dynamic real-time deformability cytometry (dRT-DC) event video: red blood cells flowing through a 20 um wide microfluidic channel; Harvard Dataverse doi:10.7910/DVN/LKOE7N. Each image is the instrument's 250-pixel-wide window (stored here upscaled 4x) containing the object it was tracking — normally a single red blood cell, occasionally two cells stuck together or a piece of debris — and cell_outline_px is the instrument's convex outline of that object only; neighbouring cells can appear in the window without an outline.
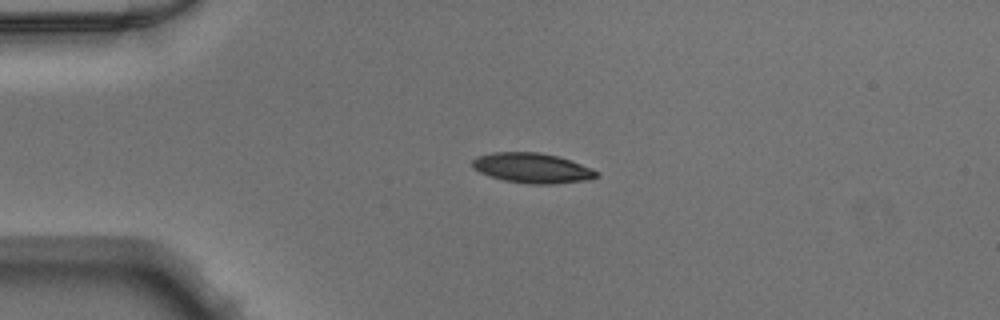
{"species": "Egyptian fruit bat (a non-hibernating species)", "species_latin": "Rousettus aegyptiacus", "temperature_condition": "warm", "stored_images_in_passage": 49, "camera_frame_rate_fps": 3000, "um_per_image_px": 0.085, "animal": {"sex": "male"}, "frame": {"image": 1, "passage_image": 11, "time_ms": 3.333, "image_size_px": [1000, 320], "cell_outline_px": [[600, 176], [588, 180], [552, 184], [528, 184], [504, 180], [488, 176], [472, 168], [472, 160], [476, 156], [492, 152], [536, 152], [556, 156], [592, 168], [600, 172]], "centroid_in_image_um": [45.22, 14.29], "position_along_channel_um": 39.8, "area_um2": 21.79}}
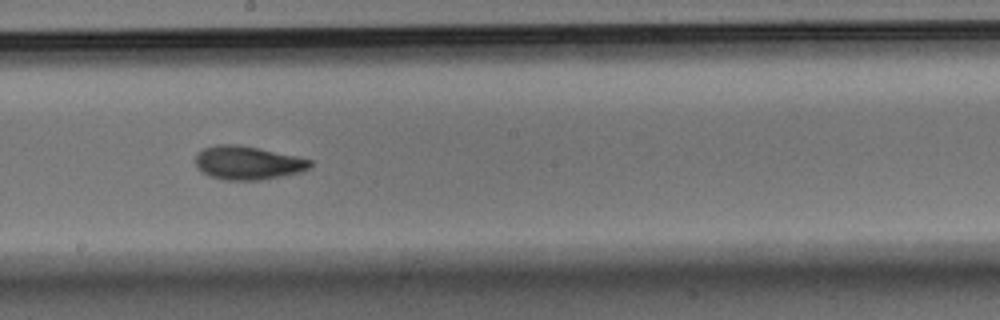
{"frame": {"image": 2, "passage_image": 27, "time_ms": 8.667, "image_size_px": [1000, 320], "cell_outline_px": [[312, 168], [300, 172], [260, 180], [224, 180], [208, 176], [196, 164], [196, 152], [204, 148], [216, 144], [240, 144], [260, 148], [296, 156], [312, 160]], "centroid_in_image_um": [21.07, 13.83], "position_along_channel_um": 227.1, "area_um2": 22.54}}
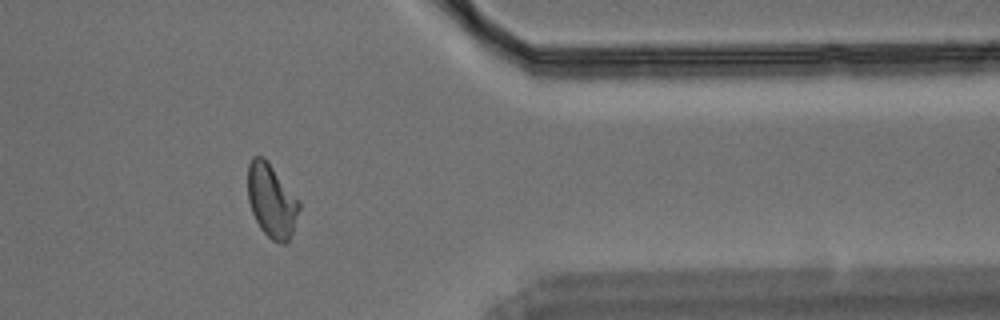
{"frame": {"image": 3, "passage_image": 40, "time_ms": 13.0, "image_size_px": [1000, 320], "cell_outline_px": [[300, 208], [292, 232], [288, 240], [284, 244], [280, 244], [272, 240], [260, 228], [252, 212], [248, 200], [248, 164], [252, 156], [264, 156], [268, 160], [300, 200]], "centroid_in_image_um": [23.09, 17.02], "position_along_channel_um": 388.3, "area_um2": 22.2}}